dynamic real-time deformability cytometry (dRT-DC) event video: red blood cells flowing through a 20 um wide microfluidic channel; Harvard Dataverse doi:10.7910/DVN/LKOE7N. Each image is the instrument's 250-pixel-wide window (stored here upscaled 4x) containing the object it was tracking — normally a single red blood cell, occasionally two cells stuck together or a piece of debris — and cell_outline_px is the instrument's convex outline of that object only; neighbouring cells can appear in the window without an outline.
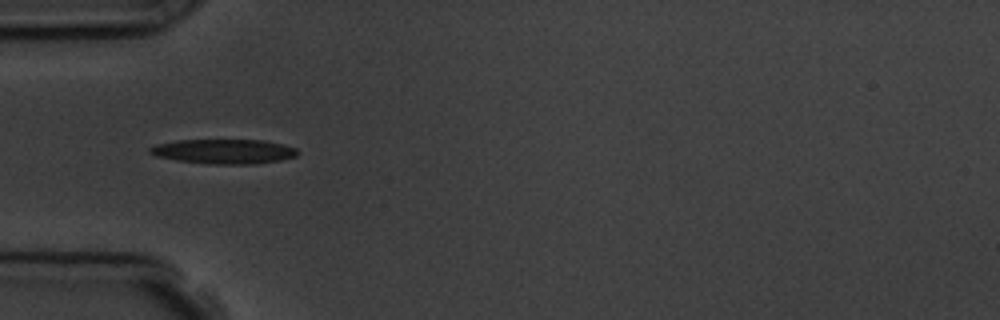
{"species": "common noctule bat (a hibernating species)", "species_latin": "Nyctalus noctula", "temperature_condition": "room temperature", "stored_images_in_passage": 7, "camera_frame_rate_fps": 3000, "um_per_image_px": 0.085, "animal": {"sex": "male", "body_mass_g": 19.5, "forearm_length_mm": 54.6}, "frame": {"image": 1, "passage_image": 4, "time_ms": 4.0, "image_size_px": [1000, 320], "cell_outline_px": [[300, 152], [296, 156], [280, 160], [252, 164], [208, 164], [176, 160], [156, 156], [148, 152], [148, 148], [156, 144], [176, 140], [264, 140], [296, 148]], "centroid_in_image_um": [19.0, 12.87], "position_along_channel_um": 66.0, "area_um2": 21.21}}